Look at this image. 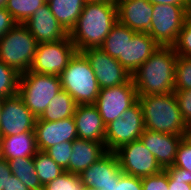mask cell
<instances>
[{"mask_svg":"<svg viewBox=\"0 0 191 190\" xmlns=\"http://www.w3.org/2000/svg\"><path fill=\"white\" fill-rule=\"evenodd\" d=\"M118 22L116 3H85L69 37L77 52L103 45L112 27Z\"/></svg>","mask_w":191,"mask_h":190,"instance_id":"obj_1","label":"cell"},{"mask_svg":"<svg viewBox=\"0 0 191 190\" xmlns=\"http://www.w3.org/2000/svg\"><path fill=\"white\" fill-rule=\"evenodd\" d=\"M177 57L173 46H159L131 76L137 95L173 93Z\"/></svg>","mask_w":191,"mask_h":190,"instance_id":"obj_2","label":"cell"},{"mask_svg":"<svg viewBox=\"0 0 191 190\" xmlns=\"http://www.w3.org/2000/svg\"><path fill=\"white\" fill-rule=\"evenodd\" d=\"M145 129L184 136L188 125L183 120L175 93L140 95Z\"/></svg>","mask_w":191,"mask_h":190,"instance_id":"obj_3","label":"cell"},{"mask_svg":"<svg viewBox=\"0 0 191 190\" xmlns=\"http://www.w3.org/2000/svg\"><path fill=\"white\" fill-rule=\"evenodd\" d=\"M61 87L77 105L94 104L100 92L96 76L89 60L82 52H76L60 74Z\"/></svg>","mask_w":191,"mask_h":190,"instance_id":"obj_4","label":"cell"},{"mask_svg":"<svg viewBox=\"0 0 191 190\" xmlns=\"http://www.w3.org/2000/svg\"><path fill=\"white\" fill-rule=\"evenodd\" d=\"M38 46L24 24L17 23L0 38V60L19 74L30 70Z\"/></svg>","mask_w":191,"mask_h":190,"instance_id":"obj_5","label":"cell"},{"mask_svg":"<svg viewBox=\"0 0 191 190\" xmlns=\"http://www.w3.org/2000/svg\"><path fill=\"white\" fill-rule=\"evenodd\" d=\"M62 90L59 76L27 71L20 74L18 95L36 118H40L51 100Z\"/></svg>","mask_w":191,"mask_h":190,"instance_id":"obj_6","label":"cell"},{"mask_svg":"<svg viewBox=\"0 0 191 190\" xmlns=\"http://www.w3.org/2000/svg\"><path fill=\"white\" fill-rule=\"evenodd\" d=\"M190 11L191 5L153 4L148 34L160 46H173Z\"/></svg>","mask_w":191,"mask_h":190,"instance_id":"obj_7","label":"cell"},{"mask_svg":"<svg viewBox=\"0 0 191 190\" xmlns=\"http://www.w3.org/2000/svg\"><path fill=\"white\" fill-rule=\"evenodd\" d=\"M143 112L137 101L125 110L120 117L106 125L105 147L109 152H115L121 146L138 140L144 132Z\"/></svg>","mask_w":191,"mask_h":190,"instance_id":"obj_8","label":"cell"},{"mask_svg":"<svg viewBox=\"0 0 191 190\" xmlns=\"http://www.w3.org/2000/svg\"><path fill=\"white\" fill-rule=\"evenodd\" d=\"M76 52L69 35L60 41L38 43L29 71L60 76Z\"/></svg>","mask_w":191,"mask_h":190,"instance_id":"obj_9","label":"cell"},{"mask_svg":"<svg viewBox=\"0 0 191 190\" xmlns=\"http://www.w3.org/2000/svg\"><path fill=\"white\" fill-rule=\"evenodd\" d=\"M138 101L137 90L132 78L124 84L102 88L93 104L105 125L118 119L125 110Z\"/></svg>","mask_w":191,"mask_h":190,"instance_id":"obj_10","label":"cell"},{"mask_svg":"<svg viewBox=\"0 0 191 190\" xmlns=\"http://www.w3.org/2000/svg\"><path fill=\"white\" fill-rule=\"evenodd\" d=\"M115 153L124 174L143 178L163 170L140 139L121 146Z\"/></svg>","mask_w":191,"mask_h":190,"instance_id":"obj_11","label":"cell"},{"mask_svg":"<svg viewBox=\"0 0 191 190\" xmlns=\"http://www.w3.org/2000/svg\"><path fill=\"white\" fill-rule=\"evenodd\" d=\"M82 53L89 60L100 89L121 85L131 79V74L118 60L100 47L85 49Z\"/></svg>","mask_w":191,"mask_h":190,"instance_id":"obj_12","label":"cell"},{"mask_svg":"<svg viewBox=\"0 0 191 190\" xmlns=\"http://www.w3.org/2000/svg\"><path fill=\"white\" fill-rule=\"evenodd\" d=\"M36 119L18 94L4 98L0 115V137L34 132Z\"/></svg>","mask_w":191,"mask_h":190,"instance_id":"obj_13","label":"cell"},{"mask_svg":"<svg viewBox=\"0 0 191 190\" xmlns=\"http://www.w3.org/2000/svg\"><path fill=\"white\" fill-rule=\"evenodd\" d=\"M123 174L116 153L108 151L79 176L85 187L112 190L114 183H118Z\"/></svg>","mask_w":191,"mask_h":190,"instance_id":"obj_14","label":"cell"},{"mask_svg":"<svg viewBox=\"0 0 191 190\" xmlns=\"http://www.w3.org/2000/svg\"><path fill=\"white\" fill-rule=\"evenodd\" d=\"M34 132L37 149L40 151H45L47 148L62 142H73L78 138L73 117L55 122L37 118Z\"/></svg>","mask_w":191,"mask_h":190,"instance_id":"obj_15","label":"cell"},{"mask_svg":"<svg viewBox=\"0 0 191 190\" xmlns=\"http://www.w3.org/2000/svg\"><path fill=\"white\" fill-rule=\"evenodd\" d=\"M118 22L138 33H148L153 4L147 0H116Z\"/></svg>","mask_w":191,"mask_h":190,"instance_id":"obj_16","label":"cell"},{"mask_svg":"<svg viewBox=\"0 0 191 190\" xmlns=\"http://www.w3.org/2000/svg\"><path fill=\"white\" fill-rule=\"evenodd\" d=\"M24 25L38 43L60 41L69 35L54 17L47 3L39 7Z\"/></svg>","mask_w":191,"mask_h":190,"instance_id":"obj_17","label":"cell"},{"mask_svg":"<svg viewBox=\"0 0 191 190\" xmlns=\"http://www.w3.org/2000/svg\"><path fill=\"white\" fill-rule=\"evenodd\" d=\"M139 139L153 154L158 164L164 170L174 164L178 145L183 139V136L145 129Z\"/></svg>","mask_w":191,"mask_h":190,"instance_id":"obj_18","label":"cell"},{"mask_svg":"<svg viewBox=\"0 0 191 190\" xmlns=\"http://www.w3.org/2000/svg\"><path fill=\"white\" fill-rule=\"evenodd\" d=\"M73 118L79 139L105 143L106 125L93 104L77 105Z\"/></svg>","mask_w":191,"mask_h":190,"instance_id":"obj_19","label":"cell"},{"mask_svg":"<svg viewBox=\"0 0 191 190\" xmlns=\"http://www.w3.org/2000/svg\"><path fill=\"white\" fill-rule=\"evenodd\" d=\"M107 152L104 143L77 138L73 141L72 154L65 171L79 175Z\"/></svg>","mask_w":191,"mask_h":190,"instance_id":"obj_20","label":"cell"},{"mask_svg":"<svg viewBox=\"0 0 191 190\" xmlns=\"http://www.w3.org/2000/svg\"><path fill=\"white\" fill-rule=\"evenodd\" d=\"M159 44L148 34L136 32L125 48V69L132 74L159 48Z\"/></svg>","mask_w":191,"mask_h":190,"instance_id":"obj_21","label":"cell"},{"mask_svg":"<svg viewBox=\"0 0 191 190\" xmlns=\"http://www.w3.org/2000/svg\"><path fill=\"white\" fill-rule=\"evenodd\" d=\"M1 138L2 157L5 160L34 157L38 151L35 132H22Z\"/></svg>","mask_w":191,"mask_h":190,"instance_id":"obj_22","label":"cell"},{"mask_svg":"<svg viewBox=\"0 0 191 190\" xmlns=\"http://www.w3.org/2000/svg\"><path fill=\"white\" fill-rule=\"evenodd\" d=\"M136 32L128 26L117 22L105 38L103 45L100 47L105 53L116 58L125 68V48L127 41H130Z\"/></svg>","mask_w":191,"mask_h":190,"instance_id":"obj_23","label":"cell"},{"mask_svg":"<svg viewBox=\"0 0 191 190\" xmlns=\"http://www.w3.org/2000/svg\"><path fill=\"white\" fill-rule=\"evenodd\" d=\"M50 10L63 29L69 34L85 6L84 0H51Z\"/></svg>","mask_w":191,"mask_h":190,"instance_id":"obj_24","label":"cell"},{"mask_svg":"<svg viewBox=\"0 0 191 190\" xmlns=\"http://www.w3.org/2000/svg\"><path fill=\"white\" fill-rule=\"evenodd\" d=\"M76 106L72 96L62 89L48 104L40 119L55 122L73 117Z\"/></svg>","mask_w":191,"mask_h":190,"instance_id":"obj_25","label":"cell"},{"mask_svg":"<svg viewBox=\"0 0 191 190\" xmlns=\"http://www.w3.org/2000/svg\"><path fill=\"white\" fill-rule=\"evenodd\" d=\"M11 173L15 175L29 190H43L36 173L33 157L7 160Z\"/></svg>","mask_w":191,"mask_h":190,"instance_id":"obj_26","label":"cell"},{"mask_svg":"<svg viewBox=\"0 0 191 190\" xmlns=\"http://www.w3.org/2000/svg\"><path fill=\"white\" fill-rule=\"evenodd\" d=\"M33 161L37 176L43 187L65 172V170L56 164L44 151L38 150L33 157Z\"/></svg>","mask_w":191,"mask_h":190,"instance_id":"obj_27","label":"cell"},{"mask_svg":"<svg viewBox=\"0 0 191 190\" xmlns=\"http://www.w3.org/2000/svg\"><path fill=\"white\" fill-rule=\"evenodd\" d=\"M44 4L43 0H7L5 8L17 23L24 24Z\"/></svg>","mask_w":191,"mask_h":190,"instance_id":"obj_28","label":"cell"},{"mask_svg":"<svg viewBox=\"0 0 191 190\" xmlns=\"http://www.w3.org/2000/svg\"><path fill=\"white\" fill-rule=\"evenodd\" d=\"M20 74L0 60V97L8 98L18 94Z\"/></svg>","mask_w":191,"mask_h":190,"instance_id":"obj_29","label":"cell"},{"mask_svg":"<svg viewBox=\"0 0 191 190\" xmlns=\"http://www.w3.org/2000/svg\"><path fill=\"white\" fill-rule=\"evenodd\" d=\"M85 185L78 174L65 171L60 176L47 183L43 190H84Z\"/></svg>","mask_w":191,"mask_h":190,"instance_id":"obj_30","label":"cell"},{"mask_svg":"<svg viewBox=\"0 0 191 190\" xmlns=\"http://www.w3.org/2000/svg\"><path fill=\"white\" fill-rule=\"evenodd\" d=\"M174 90H191V58L177 57Z\"/></svg>","mask_w":191,"mask_h":190,"instance_id":"obj_31","label":"cell"},{"mask_svg":"<svg viewBox=\"0 0 191 190\" xmlns=\"http://www.w3.org/2000/svg\"><path fill=\"white\" fill-rule=\"evenodd\" d=\"M168 174V190H191V172L170 166L164 169Z\"/></svg>","mask_w":191,"mask_h":190,"instance_id":"obj_32","label":"cell"},{"mask_svg":"<svg viewBox=\"0 0 191 190\" xmlns=\"http://www.w3.org/2000/svg\"><path fill=\"white\" fill-rule=\"evenodd\" d=\"M173 48L178 56L191 58V11L178 34V38L173 45Z\"/></svg>","mask_w":191,"mask_h":190,"instance_id":"obj_33","label":"cell"},{"mask_svg":"<svg viewBox=\"0 0 191 190\" xmlns=\"http://www.w3.org/2000/svg\"><path fill=\"white\" fill-rule=\"evenodd\" d=\"M72 144L73 142L71 141L62 142L47 148L44 152L65 170L68 167V162L72 154Z\"/></svg>","mask_w":191,"mask_h":190,"instance_id":"obj_34","label":"cell"},{"mask_svg":"<svg viewBox=\"0 0 191 190\" xmlns=\"http://www.w3.org/2000/svg\"><path fill=\"white\" fill-rule=\"evenodd\" d=\"M142 190H168V174L165 170L155 175L141 178Z\"/></svg>","mask_w":191,"mask_h":190,"instance_id":"obj_35","label":"cell"},{"mask_svg":"<svg viewBox=\"0 0 191 190\" xmlns=\"http://www.w3.org/2000/svg\"><path fill=\"white\" fill-rule=\"evenodd\" d=\"M183 120L191 123V90H174Z\"/></svg>","mask_w":191,"mask_h":190,"instance_id":"obj_36","label":"cell"},{"mask_svg":"<svg viewBox=\"0 0 191 190\" xmlns=\"http://www.w3.org/2000/svg\"><path fill=\"white\" fill-rule=\"evenodd\" d=\"M173 166L183 168L191 172V146L186 142L184 138L178 145Z\"/></svg>","mask_w":191,"mask_h":190,"instance_id":"obj_37","label":"cell"},{"mask_svg":"<svg viewBox=\"0 0 191 190\" xmlns=\"http://www.w3.org/2000/svg\"><path fill=\"white\" fill-rule=\"evenodd\" d=\"M112 190H142L141 178L123 174L118 183H114Z\"/></svg>","mask_w":191,"mask_h":190,"instance_id":"obj_38","label":"cell"},{"mask_svg":"<svg viewBox=\"0 0 191 190\" xmlns=\"http://www.w3.org/2000/svg\"><path fill=\"white\" fill-rule=\"evenodd\" d=\"M17 22L6 8L0 7V38L12 29Z\"/></svg>","mask_w":191,"mask_h":190,"instance_id":"obj_39","label":"cell"},{"mask_svg":"<svg viewBox=\"0 0 191 190\" xmlns=\"http://www.w3.org/2000/svg\"><path fill=\"white\" fill-rule=\"evenodd\" d=\"M12 175L7 160L0 161V190H7L8 179Z\"/></svg>","mask_w":191,"mask_h":190,"instance_id":"obj_40","label":"cell"},{"mask_svg":"<svg viewBox=\"0 0 191 190\" xmlns=\"http://www.w3.org/2000/svg\"><path fill=\"white\" fill-rule=\"evenodd\" d=\"M7 190H29L15 175L8 179Z\"/></svg>","mask_w":191,"mask_h":190,"instance_id":"obj_41","label":"cell"},{"mask_svg":"<svg viewBox=\"0 0 191 190\" xmlns=\"http://www.w3.org/2000/svg\"><path fill=\"white\" fill-rule=\"evenodd\" d=\"M152 4L191 5L190 0H147Z\"/></svg>","mask_w":191,"mask_h":190,"instance_id":"obj_42","label":"cell"},{"mask_svg":"<svg viewBox=\"0 0 191 190\" xmlns=\"http://www.w3.org/2000/svg\"><path fill=\"white\" fill-rule=\"evenodd\" d=\"M183 138L191 146V129L189 127L185 131Z\"/></svg>","mask_w":191,"mask_h":190,"instance_id":"obj_43","label":"cell"},{"mask_svg":"<svg viewBox=\"0 0 191 190\" xmlns=\"http://www.w3.org/2000/svg\"><path fill=\"white\" fill-rule=\"evenodd\" d=\"M85 3H116V0H84Z\"/></svg>","mask_w":191,"mask_h":190,"instance_id":"obj_44","label":"cell"},{"mask_svg":"<svg viewBox=\"0 0 191 190\" xmlns=\"http://www.w3.org/2000/svg\"><path fill=\"white\" fill-rule=\"evenodd\" d=\"M7 4V0H0V7L5 8Z\"/></svg>","mask_w":191,"mask_h":190,"instance_id":"obj_45","label":"cell"},{"mask_svg":"<svg viewBox=\"0 0 191 190\" xmlns=\"http://www.w3.org/2000/svg\"><path fill=\"white\" fill-rule=\"evenodd\" d=\"M4 98L0 97V115L2 111V104H3Z\"/></svg>","mask_w":191,"mask_h":190,"instance_id":"obj_46","label":"cell"},{"mask_svg":"<svg viewBox=\"0 0 191 190\" xmlns=\"http://www.w3.org/2000/svg\"><path fill=\"white\" fill-rule=\"evenodd\" d=\"M3 159L2 157V149H1V138H0V161Z\"/></svg>","mask_w":191,"mask_h":190,"instance_id":"obj_47","label":"cell"},{"mask_svg":"<svg viewBox=\"0 0 191 190\" xmlns=\"http://www.w3.org/2000/svg\"><path fill=\"white\" fill-rule=\"evenodd\" d=\"M84 190H101V189H96V188H93V187H85Z\"/></svg>","mask_w":191,"mask_h":190,"instance_id":"obj_48","label":"cell"},{"mask_svg":"<svg viewBox=\"0 0 191 190\" xmlns=\"http://www.w3.org/2000/svg\"><path fill=\"white\" fill-rule=\"evenodd\" d=\"M44 1V3H48L49 1H51V0H43Z\"/></svg>","mask_w":191,"mask_h":190,"instance_id":"obj_49","label":"cell"}]
</instances>
